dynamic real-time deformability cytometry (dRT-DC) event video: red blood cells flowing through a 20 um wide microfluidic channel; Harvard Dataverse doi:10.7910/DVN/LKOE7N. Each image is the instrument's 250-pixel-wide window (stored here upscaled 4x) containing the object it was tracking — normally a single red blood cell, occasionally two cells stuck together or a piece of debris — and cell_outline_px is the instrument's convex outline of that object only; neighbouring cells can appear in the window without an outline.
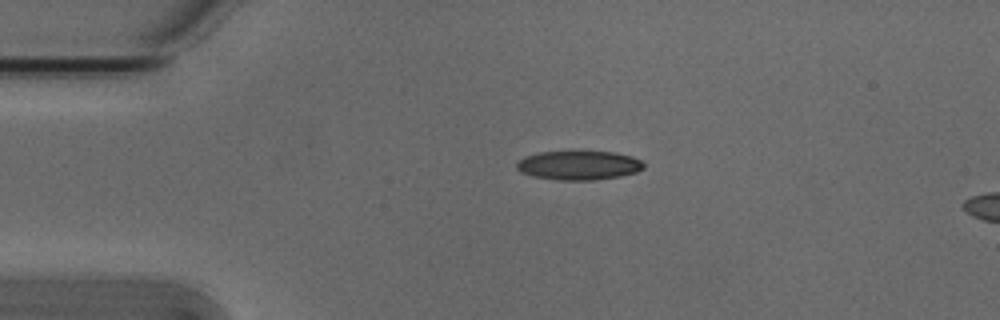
{"species": "Egyptian fruit bat (a non-hibernating species)", "species_latin": "Rousettus aegyptiacus", "temperature_condition": "cold", "stored_images_in_passage": 3, "segment_of_instrument_passage": [1, 2], "camera_frame_rate_fps": 3000, "um_per_image_px": 0.085, "animal": {"sex": "male"}, "frame": {"image": 1, "passage_image": 1, "time_ms": 0.0, "image_size_px": [1000, 320], "cell_outline_px": [[644, 168], [636, 172], [620, 176], [592, 180], [560, 180], [532, 176], [520, 172], [516, 168], [516, 164], [524, 156], [540, 152], [572, 148], [580, 148], [612, 152], [632, 156], [640, 160], [644, 164]], "centroid_in_image_um": [49.17, 13.99], "position_along_channel_um": 35.8, "area_um2": 22.54}}